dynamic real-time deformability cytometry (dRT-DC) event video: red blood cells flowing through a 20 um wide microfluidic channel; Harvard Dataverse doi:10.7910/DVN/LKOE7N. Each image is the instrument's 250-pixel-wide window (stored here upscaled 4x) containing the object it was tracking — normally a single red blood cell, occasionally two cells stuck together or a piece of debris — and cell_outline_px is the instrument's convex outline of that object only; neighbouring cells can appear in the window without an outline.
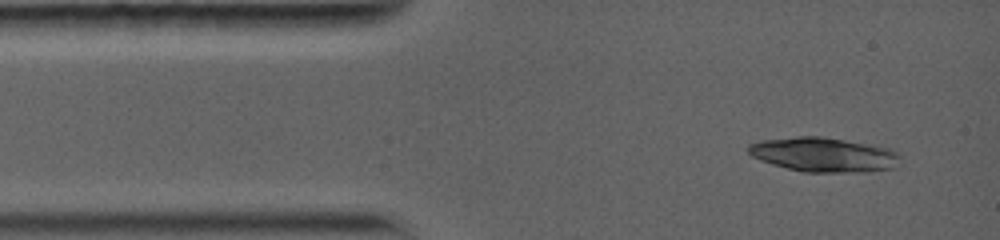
{"species": "common noctule bat (a hibernating species)", "species_latin": "Nyctalus noctula", "temperature_condition": "warm", "stored_images_in_passage": 2, "camera_frame_rate_fps": 5000, "um_per_image_px": 0.085, "animal": {"sex": "female", "body_mass_g": 19.0, "forearm_length_mm": 56.7}, "frame": {"image": 1, "passage_image": 1, "time_ms": 0.0, "image_size_px": [1000, 240], "cell_outline_px": [[900, 156], [896, 168], [860, 172], [804, 172], [772, 164], [760, 160], [752, 156], [748, 152], [748, 144], [760, 140], [796, 136], [824, 136], [892, 148]], "centroid_in_image_um": [70.02, 13.13], "position_along_channel_um": 15.0, "area_um2": 30.69}}